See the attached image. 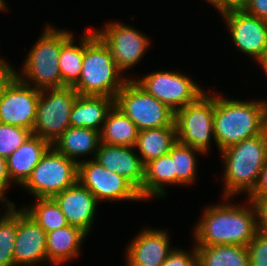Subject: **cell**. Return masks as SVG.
Wrapping results in <instances>:
<instances>
[{
	"mask_svg": "<svg viewBox=\"0 0 267 266\" xmlns=\"http://www.w3.org/2000/svg\"><path fill=\"white\" fill-rule=\"evenodd\" d=\"M251 207L223 203L210 205L196 225V246L241 245L248 246L257 231V212Z\"/></svg>",
	"mask_w": 267,
	"mask_h": 266,
	"instance_id": "1",
	"label": "cell"
},
{
	"mask_svg": "<svg viewBox=\"0 0 267 266\" xmlns=\"http://www.w3.org/2000/svg\"><path fill=\"white\" fill-rule=\"evenodd\" d=\"M215 95L214 141L220 149L267 130V101L229 100Z\"/></svg>",
	"mask_w": 267,
	"mask_h": 266,
	"instance_id": "2",
	"label": "cell"
},
{
	"mask_svg": "<svg viewBox=\"0 0 267 266\" xmlns=\"http://www.w3.org/2000/svg\"><path fill=\"white\" fill-rule=\"evenodd\" d=\"M109 47L95 31L84 35V56L79 80L72 86L80 95L116 98L129 80L121 78ZM120 76V77H119Z\"/></svg>",
	"mask_w": 267,
	"mask_h": 266,
	"instance_id": "3",
	"label": "cell"
},
{
	"mask_svg": "<svg viewBox=\"0 0 267 266\" xmlns=\"http://www.w3.org/2000/svg\"><path fill=\"white\" fill-rule=\"evenodd\" d=\"M224 159V197L254 190L261 169L267 162V130L221 151Z\"/></svg>",
	"mask_w": 267,
	"mask_h": 266,
	"instance_id": "4",
	"label": "cell"
},
{
	"mask_svg": "<svg viewBox=\"0 0 267 266\" xmlns=\"http://www.w3.org/2000/svg\"><path fill=\"white\" fill-rule=\"evenodd\" d=\"M71 35L69 31L55 30L48 25L28 54L23 65V74L17 73V77L39 91L62 87L59 68L60 50L61 45ZM29 80L31 83L28 82Z\"/></svg>",
	"mask_w": 267,
	"mask_h": 266,
	"instance_id": "5",
	"label": "cell"
},
{
	"mask_svg": "<svg viewBox=\"0 0 267 266\" xmlns=\"http://www.w3.org/2000/svg\"><path fill=\"white\" fill-rule=\"evenodd\" d=\"M115 105L128 116L138 130L172 126L175 111L148 94L134 80H128L119 90Z\"/></svg>",
	"mask_w": 267,
	"mask_h": 266,
	"instance_id": "6",
	"label": "cell"
},
{
	"mask_svg": "<svg viewBox=\"0 0 267 266\" xmlns=\"http://www.w3.org/2000/svg\"><path fill=\"white\" fill-rule=\"evenodd\" d=\"M78 181V163L52 146L22 185L35 198H52Z\"/></svg>",
	"mask_w": 267,
	"mask_h": 266,
	"instance_id": "7",
	"label": "cell"
},
{
	"mask_svg": "<svg viewBox=\"0 0 267 266\" xmlns=\"http://www.w3.org/2000/svg\"><path fill=\"white\" fill-rule=\"evenodd\" d=\"M78 95L71 86L41 90L32 134L52 145L70 127V114Z\"/></svg>",
	"mask_w": 267,
	"mask_h": 266,
	"instance_id": "8",
	"label": "cell"
},
{
	"mask_svg": "<svg viewBox=\"0 0 267 266\" xmlns=\"http://www.w3.org/2000/svg\"><path fill=\"white\" fill-rule=\"evenodd\" d=\"M215 96L202 94L195 102L175 111L177 140L196 148L203 153L210 146V137L214 138L213 117Z\"/></svg>",
	"mask_w": 267,
	"mask_h": 266,
	"instance_id": "9",
	"label": "cell"
},
{
	"mask_svg": "<svg viewBox=\"0 0 267 266\" xmlns=\"http://www.w3.org/2000/svg\"><path fill=\"white\" fill-rule=\"evenodd\" d=\"M134 81L173 111L195 102L205 93L189 76L178 72L158 71Z\"/></svg>",
	"mask_w": 267,
	"mask_h": 266,
	"instance_id": "10",
	"label": "cell"
},
{
	"mask_svg": "<svg viewBox=\"0 0 267 266\" xmlns=\"http://www.w3.org/2000/svg\"><path fill=\"white\" fill-rule=\"evenodd\" d=\"M78 181L99 200H141L139 191L124 177L97 160L79 161Z\"/></svg>",
	"mask_w": 267,
	"mask_h": 266,
	"instance_id": "11",
	"label": "cell"
},
{
	"mask_svg": "<svg viewBox=\"0 0 267 266\" xmlns=\"http://www.w3.org/2000/svg\"><path fill=\"white\" fill-rule=\"evenodd\" d=\"M40 91L17 76L0 97V123L33 131Z\"/></svg>",
	"mask_w": 267,
	"mask_h": 266,
	"instance_id": "12",
	"label": "cell"
},
{
	"mask_svg": "<svg viewBox=\"0 0 267 266\" xmlns=\"http://www.w3.org/2000/svg\"><path fill=\"white\" fill-rule=\"evenodd\" d=\"M95 32L109 47L121 72L140 61L149 45V39L142 33L118 22L107 23L106 28Z\"/></svg>",
	"mask_w": 267,
	"mask_h": 266,
	"instance_id": "13",
	"label": "cell"
},
{
	"mask_svg": "<svg viewBox=\"0 0 267 266\" xmlns=\"http://www.w3.org/2000/svg\"><path fill=\"white\" fill-rule=\"evenodd\" d=\"M221 15L230 29L234 45L258 61L267 45L266 20L249 15L243 10L228 11Z\"/></svg>",
	"mask_w": 267,
	"mask_h": 266,
	"instance_id": "14",
	"label": "cell"
},
{
	"mask_svg": "<svg viewBox=\"0 0 267 266\" xmlns=\"http://www.w3.org/2000/svg\"><path fill=\"white\" fill-rule=\"evenodd\" d=\"M47 233L23 208L17 210L14 265L30 266L47 260Z\"/></svg>",
	"mask_w": 267,
	"mask_h": 266,
	"instance_id": "15",
	"label": "cell"
},
{
	"mask_svg": "<svg viewBox=\"0 0 267 266\" xmlns=\"http://www.w3.org/2000/svg\"><path fill=\"white\" fill-rule=\"evenodd\" d=\"M69 225L78 227L87 235L94 221L98 201L79 181L52 197Z\"/></svg>",
	"mask_w": 267,
	"mask_h": 266,
	"instance_id": "16",
	"label": "cell"
},
{
	"mask_svg": "<svg viewBox=\"0 0 267 266\" xmlns=\"http://www.w3.org/2000/svg\"><path fill=\"white\" fill-rule=\"evenodd\" d=\"M135 147L109 145L101 143L95 160L107 170L128 180L143 199L144 165L140 156L134 153Z\"/></svg>",
	"mask_w": 267,
	"mask_h": 266,
	"instance_id": "17",
	"label": "cell"
},
{
	"mask_svg": "<svg viewBox=\"0 0 267 266\" xmlns=\"http://www.w3.org/2000/svg\"><path fill=\"white\" fill-rule=\"evenodd\" d=\"M168 233L145 229L128 245V266H161L170 252Z\"/></svg>",
	"mask_w": 267,
	"mask_h": 266,
	"instance_id": "18",
	"label": "cell"
},
{
	"mask_svg": "<svg viewBox=\"0 0 267 266\" xmlns=\"http://www.w3.org/2000/svg\"><path fill=\"white\" fill-rule=\"evenodd\" d=\"M51 144L31 134L7 159V172L11 182L23 185Z\"/></svg>",
	"mask_w": 267,
	"mask_h": 266,
	"instance_id": "19",
	"label": "cell"
},
{
	"mask_svg": "<svg viewBox=\"0 0 267 266\" xmlns=\"http://www.w3.org/2000/svg\"><path fill=\"white\" fill-rule=\"evenodd\" d=\"M114 105L115 98L79 94L70 114V126L91 128L101 132L107 113Z\"/></svg>",
	"mask_w": 267,
	"mask_h": 266,
	"instance_id": "20",
	"label": "cell"
},
{
	"mask_svg": "<svg viewBox=\"0 0 267 266\" xmlns=\"http://www.w3.org/2000/svg\"><path fill=\"white\" fill-rule=\"evenodd\" d=\"M101 144L100 132L91 128L69 127L56 141L52 147L69 159L77 161L75 158L88 153H94ZM75 157V158H74Z\"/></svg>",
	"mask_w": 267,
	"mask_h": 266,
	"instance_id": "21",
	"label": "cell"
},
{
	"mask_svg": "<svg viewBox=\"0 0 267 266\" xmlns=\"http://www.w3.org/2000/svg\"><path fill=\"white\" fill-rule=\"evenodd\" d=\"M86 233L75 226L67 225L47 233V260L60 264L78 255Z\"/></svg>",
	"mask_w": 267,
	"mask_h": 266,
	"instance_id": "22",
	"label": "cell"
},
{
	"mask_svg": "<svg viewBox=\"0 0 267 266\" xmlns=\"http://www.w3.org/2000/svg\"><path fill=\"white\" fill-rule=\"evenodd\" d=\"M175 123L172 126L141 130L135 148L140 151L143 165L171 151L177 142Z\"/></svg>",
	"mask_w": 267,
	"mask_h": 266,
	"instance_id": "23",
	"label": "cell"
},
{
	"mask_svg": "<svg viewBox=\"0 0 267 266\" xmlns=\"http://www.w3.org/2000/svg\"><path fill=\"white\" fill-rule=\"evenodd\" d=\"M139 130L116 105L107 113L100 132L101 143L135 147Z\"/></svg>",
	"mask_w": 267,
	"mask_h": 266,
	"instance_id": "24",
	"label": "cell"
},
{
	"mask_svg": "<svg viewBox=\"0 0 267 266\" xmlns=\"http://www.w3.org/2000/svg\"><path fill=\"white\" fill-rule=\"evenodd\" d=\"M164 184H176L174 161L169 154L144 165L143 200L151 196H164Z\"/></svg>",
	"mask_w": 267,
	"mask_h": 266,
	"instance_id": "25",
	"label": "cell"
},
{
	"mask_svg": "<svg viewBox=\"0 0 267 266\" xmlns=\"http://www.w3.org/2000/svg\"><path fill=\"white\" fill-rule=\"evenodd\" d=\"M197 266H250L246 246H196Z\"/></svg>",
	"mask_w": 267,
	"mask_h": 266,
	"instance_id": "26",
	"label": "cell"
},
{
	"mask_svg": "<svg viewBox=\"0 0 267 266\" xmlns=\"http://www.w3.org/2000/svg\"><path fill=\"white\" fill-rule=\"evenodd\" d=\"M71 35L62 45L59 56V68L62 87L73 86L80 78L84 56V35L80 46L74 45Z\"/></svg>",
	"mask_w": 267,
	"mask_h": 266,
	"instance_id": "27",
	"label": "cell"
},
{
	"mask_svg": "<svg viewBox=\"0 0 267 266\" xmlns=\"http://www.w3.org/2000/svg\"><path fill=\"white\" fill-rule=\"evenodd\" d=\"M31 208L23 210L31 216L46 233L63 228L68 224L66 217L52 198H37Z\"/></svg>",
	"mask_w": 267,
	"mask_h": 266,
	"instance_id": "28",
	"label": "cell"
},
{
	"mask_svg": "<svg viewBox=\"0 0 267 266\" xmlns=\"http://www.w3.org/2000/svg\"><path fill=\"white\" fill-rule=\"evenodd\" d=\"M195 152L202 151L177 141L168 153L174 161V172L176 173V184H191L196 177Z\"/></svg>",
	"mask_w": 267,
	"mask_h": 266,
	"instance_id": "29",
	"label": "cell"
},
{
	"mask_svg": "<svg viewBox=\"0 0 267 266\" xmlns=\"http://www.w3.org/2000/svg\"><path fill=\"white\" fill-rule=\"evenodd\" d=\"M0 217V266L14 265V247L17 235V210L7 208Z\"/></svg>",
	"mask_w": 267,
	"mask_h": 266,
	"instance_id": "30",
	"label": "cell"
},
{
	"mask_svg": "<svg viewBox=\"0 0 267 266\" xmlns=\"http://www.w3.org/2000/svg\"><path fill=\"white\" fill-rule=\"evenodd\" d=\"M31 134L26 128L0 123V156L7 159Z\"/></svg>",
	"mask_w": 267,
	"mask_h": 266,
	"instance_id": "31",
	"label": "cell"
},
{
	"mask_svg": "<svg viewBox=\"0 0 267 266\" xmlns=\"http://www.w3.org/2000/svg\"><path fill=\"white\" fill-rule=\"evenodd\" d=\"M247 250L250 266H267V233L257 230Z\"/></svg>",
	"mask_w": 267,
	"mask_h": 266,
	"instance_id": "32",
	"label": "cell"
},
{
	"mask_svg": "<svg viewBox=\"0 0 267 266\" xmlns=\"http://www.w3.org/2000/svg\"><path fill=\"white\" fill-rule=\"evenodd\" d=\"M193 253L173 249L161 266H197V249Z\"/></svg>",
	"mask_w": 267,
	"mask_h": 266,
	"instance_id": "33",
	"label": "cell"
},
{
	"mask_svg": "<svg viewBox=\"0 0 267 266\" xmlns=\"http://www.w3.org/2000/svg\"><path fill=\"white\" fill-rule=\"evenodd\" d=\"M253 202L257 212V230L267 233V197L258 200H249Z\"/></svg>",
	"mask_w": 267,
	"mask_h": 266,
	"instance_id": "34",
	"label": "cell"
},
{
	"mask_svg": "<svg viewBox=\"0 0 267 266\" xmlns=\"http://www.w3.org/2000/svg\"><path fill=\"white\" fill-rule=\"evenodd\" d=\"M243 11L249 15L267 20V0H248Z\"/></svg>",
	"mask_w": 267,
	"mask_h": 266,
	"instance_id": "35",
	"label": "cell"
},
{
	"mask_svg": "<svg viewBox=\"0 0 267 266\" xmlns=\"http://www.w3.org/2000/svg\"><path fill=\"white\" fill-rule=\"evenodd\" d=\"M267 197V162L261 169L258 182L254 190L249 194V200H258Z\"/></svg>",
	"mask_w": 267,
	"mask_h": 266,
	"instance_id": "36",
	"label": "cell"
},
{
	"mask_svg": "<svg viewBox=\"0 0 267 266\" xmlns=\"http://www.w3.org/2000/svg\"><path fill=\"white\" fill-rule=\"evenodd\" d=\"M16 76V71L6 61L0 59V97Z\"/></svg>",
	"mask_w": 267,
	"mask_h": 266,
	"instance_id": "37",
	"label": "cell"
},
{
	"mask_svg": "<svg viewBox=\"0 0 267 266\" xmlns=\"http://www.w3.org/2000/svg\"><path fill=\"white\" fill-rule=\"evenodd\" d=\"M247 2L248 0H211L209 3L223 14L228 11L243 10Z\"/></svg>",
	"mask_w": 267,
	"mask_h": 266,
	"instance_id": "38",
	"label": "cell"
},
{
	"mask_svg": "<svg viewBox=\"0 0 267 266\" xmlns=\"http://www.w3.org/2000/svg\"><path fill=\"white\" fill-rule=\"evenodd\" d=\"M9 183H11V180L7 172L6 159L0 156V200L2 202L7 201V206L12 207L15 205L11 203L7 197L4 196V193L7 190Z\"/></svg>",
	"mask_w": 267,
	"mask_h": 266,
	"instance_id": "39",
	"label": "cell"
},
{
	"mask_svg": "<svg viewBox=\"0 0 267 266\" xmlns=\"http://www.w3.org/2000/svg\"><path fill=\"white\" fill-rule=\"evenodd\" d=\"M258 62L262 66V68L264 69V72L267 74V45H266V48L264 50L263 55L258 60Z\"/></svg>",
	"mask_w": 267,
	"mask_h": 266,
	"instance_id": "40",
	"label": "cell"
},
{
	"mask_svg": "<svg viewBox=\"0 0 267 266\" xmlns=\"http://www.w3.org/2000/svg\"><path fill=\"white\" fill-rule=\"evenodd\" d=\"M3 9L6 10L7 8H6V5L4 3V0H0V10L3 11Z\"/></svg>",
	"mask_w": 267,
	"mask_h": 266,
	"instance_id": "41",
	"label": "cell"
}]
</instances>
